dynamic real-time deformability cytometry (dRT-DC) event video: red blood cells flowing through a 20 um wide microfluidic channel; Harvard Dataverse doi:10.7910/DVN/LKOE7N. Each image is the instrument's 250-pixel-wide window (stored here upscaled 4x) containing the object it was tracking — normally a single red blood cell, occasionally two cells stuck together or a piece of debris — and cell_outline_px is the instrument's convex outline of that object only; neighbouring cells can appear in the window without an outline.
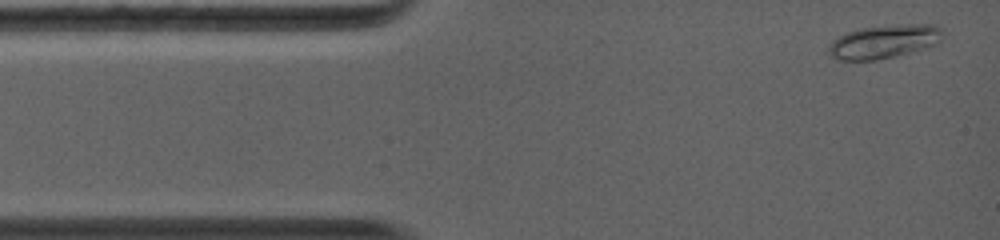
{"species": "common noctule bat (a hibernating species)", "species_latin": "Nyctalus noctula", "temperature_condition": "warm", "stored_images_in_passage": 44, "camera_frame_rate_fps": 5000, "um_per_image_px": 0.085, "animal": {"sex": "female", "body_mass_g": 19.0, "forearm_length_mm": 56.7}, "frame": {"image": 1, "passage_image": 2, "time_ms": 0.2, "image_size_px": [1000, 240], "cell_outline_px": [[944, 32], [940, 40], [924, 48], [876, 60], [836, 60], [828, 56], [828, 48], [832, 40], [848, 32], [860, 28], [896, 24], [936, 24], [944, 28]], "centroid_in_image_um": [75.12, 3.52], "position_along_channel_um": 9.9, "area_um2": 22.31}}
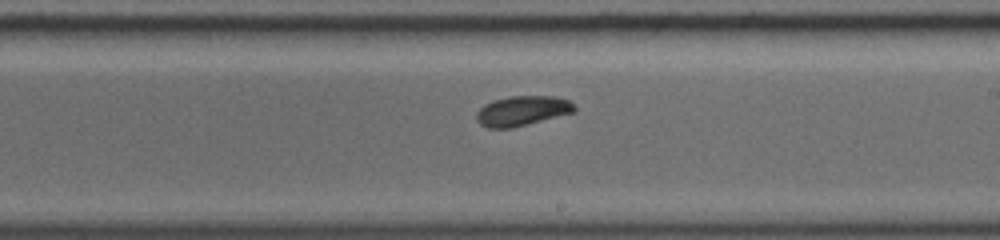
{"frame": {"image": 2, "passage_image": 28, "time_ms": 7.2, "image_size_px": [1000, 240], "cell_outline_px": [[576, 112], [512, 128], [488, 128], [480, 124], [476, 120], [476, 112], [484, 104], [492, 100], [508, 96], [556, 96], [568, 100], [576, 108]], "centroid_in_image_um": [44.37, 9.42], "position_along_channel_um": 244.6, "area_um2": 17.22}}
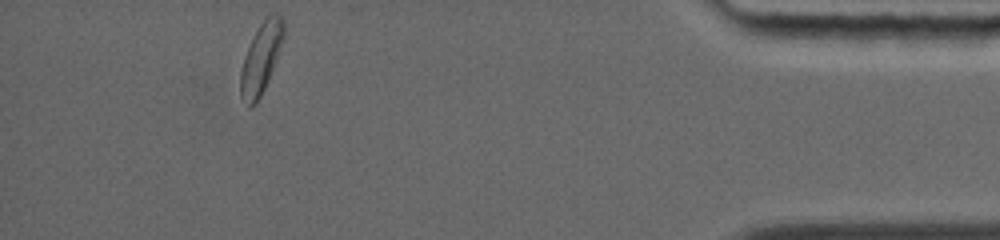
{"frame": {"image": 3, "passage_image": 44, "time_ms": 12.6, "image_size_px": [1000, 240], "cell_outline_px": [[284, 36], [268, 80], [256, 104], [252, 108], [248, 108], [240, 96], [240, 72], [244, 56], [264, 16], [268, 12], [276, 12], [284, 20]], "centroid_in_image_um": [22.18, 4.94], "position_along_channel_um": 413.0, "area_um2": 17.69}, "authors_computed_cell_mechanics": {"area_um2": 17.2244, "velocity_mm_per_s": 4.2728, "shape_relaxation_time_tau1_ms": 6.6729, "shape_relaxation_time_tau2_ms": null, "deformation_change_tau1": 0.1187, "deformation_change_tau2": null}}